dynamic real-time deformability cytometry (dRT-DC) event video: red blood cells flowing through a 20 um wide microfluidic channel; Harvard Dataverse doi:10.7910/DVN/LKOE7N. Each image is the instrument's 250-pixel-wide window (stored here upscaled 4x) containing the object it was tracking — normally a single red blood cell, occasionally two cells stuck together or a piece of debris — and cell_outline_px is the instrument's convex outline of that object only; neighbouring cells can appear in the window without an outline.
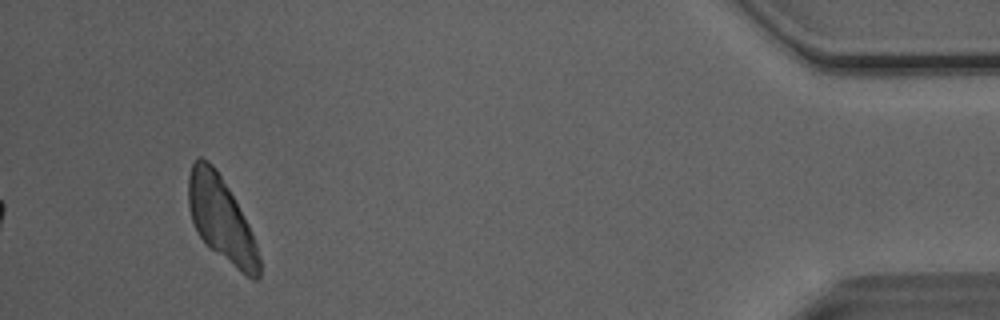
{"species": "Egyptian fruit bat (a non-hibernating species)", "species_latin": "Rousettus aegyptiacus", "temperature_condition": "room temperature", "stored_images_in_passage": 33, "camera_frame_rate_fps": 3000, "um_per_image_px": 0.085, "animal": {"sex": "male"}, "frame": {"image": 1, "passage_image": 33, "time_ms": 10.667, "image_size_px": [1000, 320], "cell_outline_px": [[260, 276], [256, 280], [252, 280], [216, 252], [196, 232], [192, 220], [188, 204], [188, 176], [192, 164], [200, 156], [208, 160], [216, 168], [228, 188], [244, 216], [252, 232], [260, 256]], "centroid_in_image_um": [18.8, 18.61], "position_along_channel_um": 416.4, "area_um2": 34.33}}